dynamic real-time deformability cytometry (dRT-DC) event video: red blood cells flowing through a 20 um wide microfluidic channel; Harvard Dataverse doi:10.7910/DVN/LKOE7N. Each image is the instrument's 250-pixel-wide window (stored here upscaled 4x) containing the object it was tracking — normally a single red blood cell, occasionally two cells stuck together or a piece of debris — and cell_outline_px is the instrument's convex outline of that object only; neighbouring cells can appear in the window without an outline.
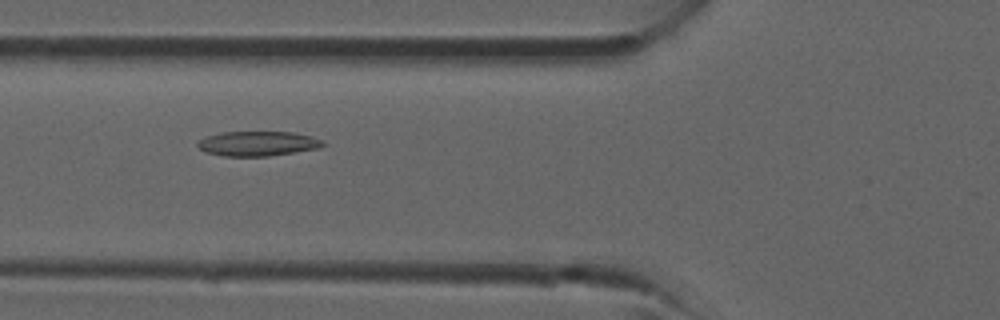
{"species": "common noctule bat (a hibernating species)", "species_latin": "Nyctalus noctula", "temperature_condition": "room temperature", "stored_images_in_passage": 28, "camera_frame_rate_fps": 3000, "um_per_image_px": 0.085, "animal": {"sex": "male", "forearm_length_mm": 52.5}, "frame": {"image": 1, "passage_image": 6, "time_ms": 1.667, "image_size_px": [1000, 320], "cell_outline_px": [[328, 144], [320, 148], [268, 156], [224, 156], [204, 152], [196, 144], [200, 140], [208, 136], [224, 132], [292, 132], [312, 136], [324, 140]], "centroid_in_image_um": [21.97, 12.21], "position_along_channel_um": 103.8, "area_um2": 18.09}}
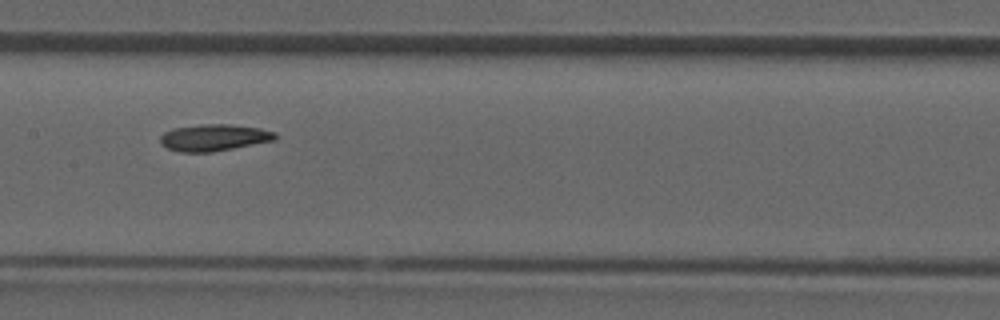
{"frame": {"image": 2, "passage_image": 11, "time_ms": 3.333, "image_size_px": [1000, 320], "cell_outline_px": [[276, 140], [212, 152], [180, 152], [168, 148], [160, 144], [160, 136], [164, 132], [172, 128], [200, 124], [228, 124], [260, 128], [276, 132]], "centroid_in_image_um": [18.17, 11.69], "position_along_channel_um": 189.2, "area_um2": 17.98}}
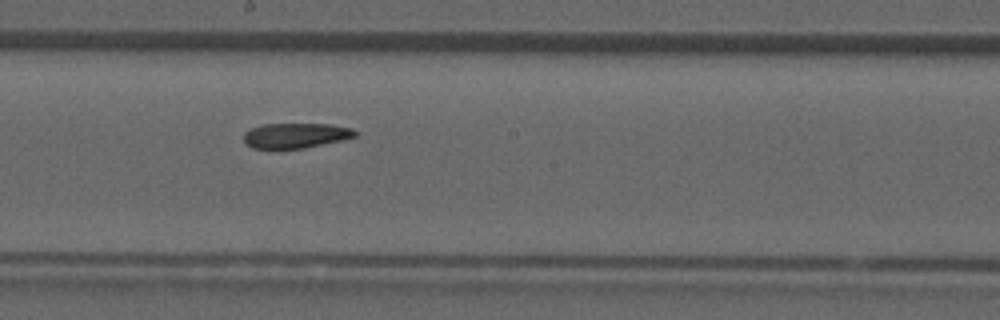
{"frame": {"image": 3, "passage_image": 13, "time_ms": 4.0, "image_size_px": [1000, 320], "cell_outline_px": [[356, 136], [340, 140], [304, 148], [252, 148], [244, 140], [244, 132], [252, 128], [264, 124], [332, 124], [352, 128], [356, 132]], "centroid_in_image_um": [25.13, 11.51], "position_along_channel_um": 223.1, "area_um2": 16.01}}